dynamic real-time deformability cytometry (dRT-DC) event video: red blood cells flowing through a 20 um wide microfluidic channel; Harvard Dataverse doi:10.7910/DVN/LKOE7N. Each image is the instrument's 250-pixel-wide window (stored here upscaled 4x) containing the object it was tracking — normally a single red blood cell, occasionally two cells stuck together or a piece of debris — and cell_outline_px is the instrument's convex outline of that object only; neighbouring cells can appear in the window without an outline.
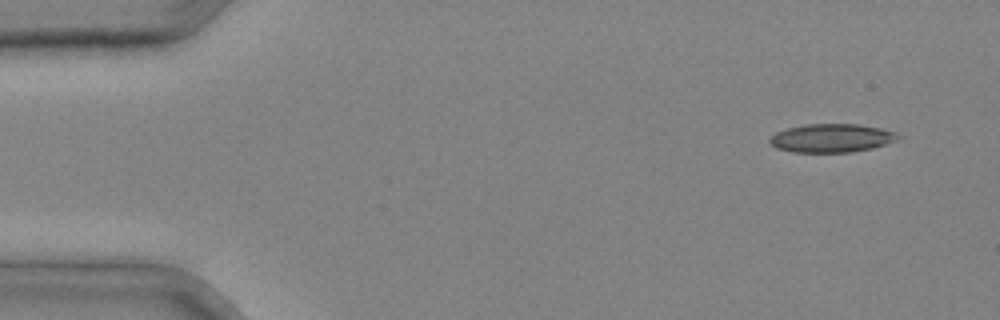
{"species": "common noctule bat (a hibernating species)", "species_latin": "Nyctalus noctula", "temperature_condition": "cold", "stored_images_in_passage": 3, "camera_frame_rate_fps": 3000, "um_per_image_px": 0.085, "animal": {"sex": "male", "body_mass_g": 20.4}, "frame": {"image": 1, "passage_image": 1, "time_ms": 0.0, "image_size_px": [1000, 320], "cell_outline_px": [[900, 136], [896, 140], [872, 148], [852, 152], [792, 152], [776, 148], [768, 140], [776, 132], [788, 128], [804, 124], [860, 124], [880, 128], [892, 132]], "centroid_in_image_um": [70.65, 11.73], "position_along_channel_um": 14.4, "area_um2": 21.1}}
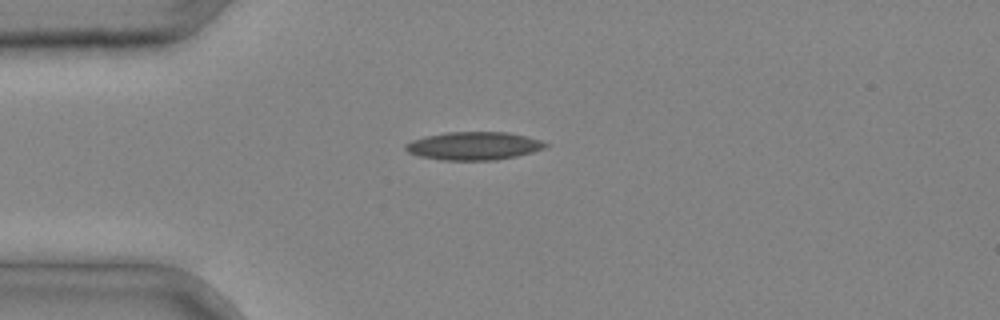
{"frame": {"image": 2, "passage_image": 3, "time_ms": 0.667, "image_size_px": [1000, 320], "cell_outline_px": [[548, 144], [544, 148], [532, 152], [516, 156], [496, 160], [444, 160], [420, 156], [408, 152], [404, 148], [404, 144], [412, 140], [424, 136], [444, 132], [508, 132], [540, 140]], "centroid_in_image_um": [40.23, 12.39], "position_along_channel_um": 44.8, "area_um2": 22.83}}